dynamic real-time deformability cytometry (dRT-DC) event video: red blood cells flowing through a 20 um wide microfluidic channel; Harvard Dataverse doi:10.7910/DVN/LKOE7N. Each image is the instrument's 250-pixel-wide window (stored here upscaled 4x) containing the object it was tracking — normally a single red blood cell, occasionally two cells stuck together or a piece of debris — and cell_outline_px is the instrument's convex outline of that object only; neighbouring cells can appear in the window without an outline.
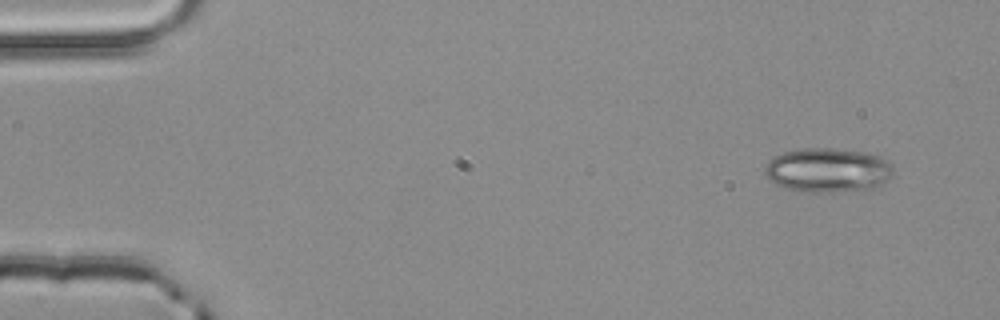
{"species": "common noctule bat (a hibernating species)", "species_latin": "Nyctalus noctula", "temperature_condition": "room temperature", "stored_images_in_passage": 3, "camera_frame_rate_fps": 3000, "um_per_image_px": 0.085, "animal": {"sex": "male", "body_mass_g": 20.4}, "frame": {"image": 1, "passage_image": 1, "time_ms": 0.0, "image_size_px": [1000, 320], "cell_outline_px": [[892, 176], [880, 184], [872, 188], [832, 192], [808, 192], [784, 188], [768, 180], [764, 176], [764, 168], [768, 160], [772, 156], [784, 152], [800, 148], [832, 148], [868, 152], [884, 160], [892, 168]], "centroid_in_image_um": [70.27, 14.45], "position_along_channel_um": 14.7, "area_um2": 33.18}}